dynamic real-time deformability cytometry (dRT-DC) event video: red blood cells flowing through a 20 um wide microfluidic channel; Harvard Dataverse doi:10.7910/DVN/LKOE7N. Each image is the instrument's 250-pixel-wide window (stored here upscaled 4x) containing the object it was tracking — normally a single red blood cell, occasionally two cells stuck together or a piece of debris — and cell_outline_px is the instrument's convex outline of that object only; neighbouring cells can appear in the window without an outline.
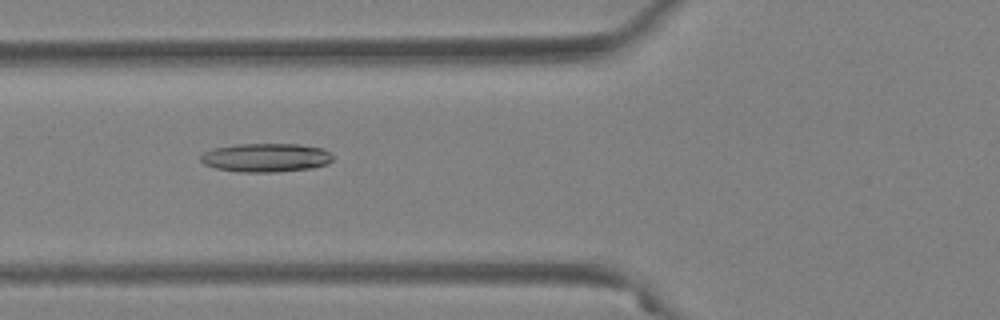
{"species": "Egyptian fruit bat (a non-hibernating species)", "species_latin": "Rousettus aegyptiacus", "temperature_condition": "warm", "stored_images_in_passage": 57, "camera_frame_rate_fps": 3000, "um_per_image_px": 0.085, "animal": {"sex": "female"}, "frame": {"image": 1, "passage_image": 23, "time_ms": 7.333, "image_size_px": [1000, 320], "cell_outline_px": [[332, 160], [328, 164], [312, 168], [276, 172], [236, 172], [216, 168], [204, 164], [200, 160], [200, 156], [204, 152], [212, 148], [240, 144], [300, 144], [324, 148], [332, 152]], "centroid_in_image_um": [22.63, 13.4], "position_along_channel_um": 103.2, "area_um2": 22.37}}
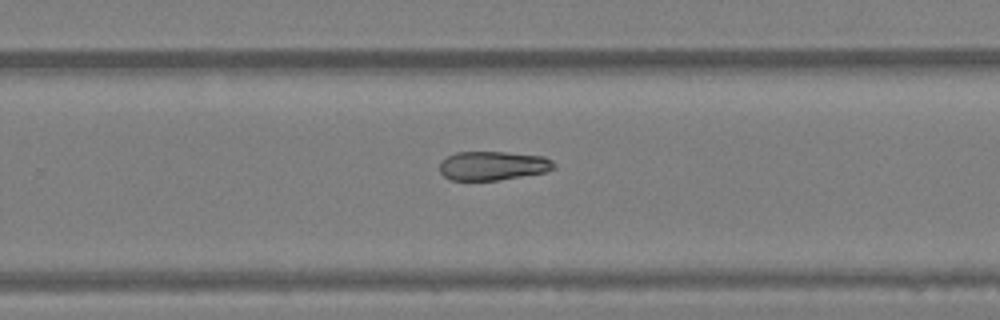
{"frame": {"image": 2, "passage_image": 38, "time_ms": 12.333, "image_size_px": [1000, 320], "cell_outline_px": [[556, 168], [544, 172], [500, 180], [452, 180], [444, 176], [440, 172], [440, 164], [448, 156], [456, 152], [508, 152], [544, 156], [552, 160], [556, 164]], "centroid_in_image_um": [41.93, 14.08], "position_along_channel_um": 287.9, "area_um2": 19.31}}
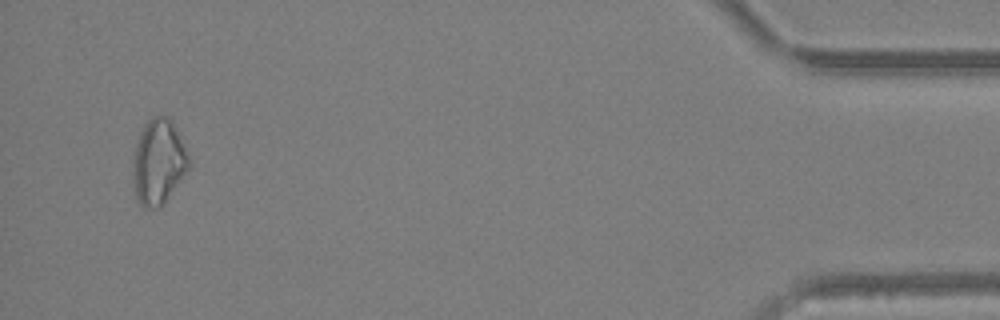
{"frame": {"image": 3, "passage_image": 55, "time_ms": 18.0, "image_size_px": [1000, 320], "cell_outline_px": [[192, 164], [160, 208], [144, 208], [136, 200], [132, 172], [136, 144], [140, 132], [144, 124], [152, 116], [168, 116]], "centroid_in_image_um": [13.44, 13.8], "position_along_channel_um": 421.8, "area_um2": 27.34}, "authors_computed_cell_mechanics": {"area_um2": 22.831, "velocity_mm_per_s": 3.7088, "shape_relaxation_time_tau1_ms": null, "shape_relaxation_time_tau2_ms": 5.8887, "deformation_change_tau1": null, "deformation_change_tau2": 0.1446}}